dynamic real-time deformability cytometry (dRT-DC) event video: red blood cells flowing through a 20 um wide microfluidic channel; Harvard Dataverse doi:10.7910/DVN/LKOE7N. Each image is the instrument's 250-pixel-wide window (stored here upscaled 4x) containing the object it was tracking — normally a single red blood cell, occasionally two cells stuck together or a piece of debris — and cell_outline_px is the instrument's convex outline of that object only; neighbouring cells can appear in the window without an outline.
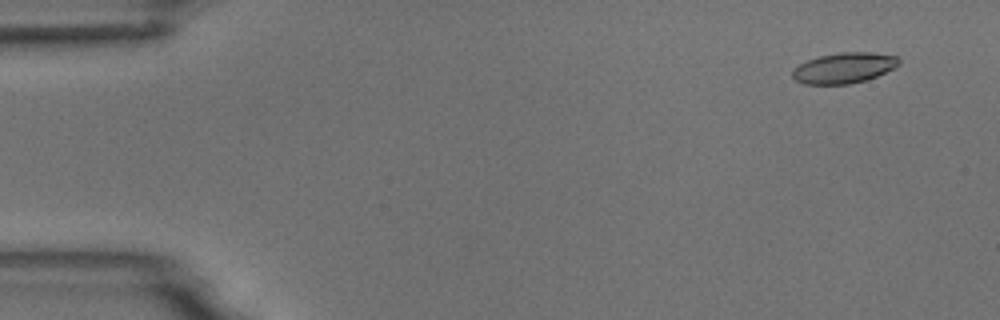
{"species": "common noctule bat (a hibernating species)", "species_latin": "Nyctalus noctula", "temperature_condition": "room temperature", "stored_images_in_passage": 3, "camera_frame_rate_fps": 3000, "um_per_image_px": 0.085, "animal": {"sex": "male", "body_mass_g": 18.8}, "frame": {"image": 1, "passage_image": 1, "time_ms": 0.0, "image_size_px": [1000, 320], "cell_outline_px": [[900, 64], [876, 76], [864, 80], [848, 84], [804, 84], [796, 80], [792, 76], [792, 68], [808, 60], [820, 56], [840, 52], [872, 52], [896, 56], [900, 60]], "centroid_in_image_um": [71.71, 5.77], "position_along_channel_um": 13.3, "area_um2": 18.79}}